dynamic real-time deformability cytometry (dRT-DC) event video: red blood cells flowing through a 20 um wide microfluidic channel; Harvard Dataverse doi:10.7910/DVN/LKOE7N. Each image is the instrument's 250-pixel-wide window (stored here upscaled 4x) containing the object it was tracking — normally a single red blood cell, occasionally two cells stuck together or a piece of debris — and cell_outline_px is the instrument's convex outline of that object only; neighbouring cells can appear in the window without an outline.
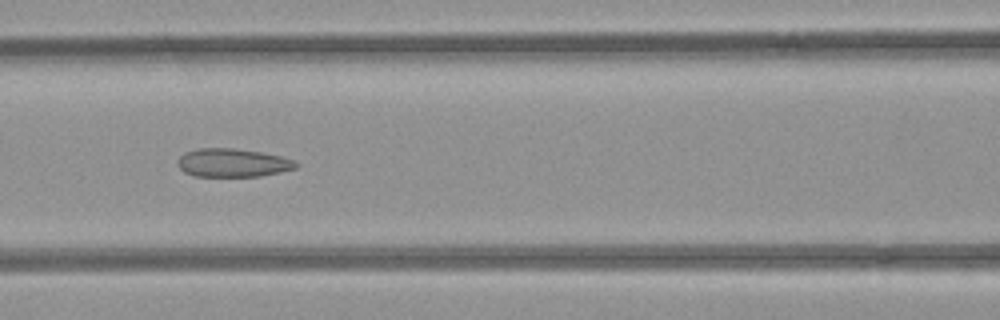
{"species": "common noctule bat (a hibernating species)", "species_latin": "Nyctalus noctula", "temperature_condition": "room temperature", "stored_images_in_passage": 14, "camera_frame_rate_fps": 3000, "um_per_image_px": 0.085, "animal": {"sex": "female", "body_mass_g": 21.9}, "frame": {"image": 1, "passage_image": 12, "time_ms": 3.667, "image_size_px": [1000, 320], "cell_outline_px": [[300, 164], [296, 168], [280, 172], [260, 176], [196, 176], [184, 172], [176, 164], [176, 160], [184, 152], [200, 148], [232, 148], [260, 152], [280, 156], [292, 160]], "centroid_in_image_um": [19.74, 13.83], "position_along_channel_um": 146.9, "area_um2": 19.54}}